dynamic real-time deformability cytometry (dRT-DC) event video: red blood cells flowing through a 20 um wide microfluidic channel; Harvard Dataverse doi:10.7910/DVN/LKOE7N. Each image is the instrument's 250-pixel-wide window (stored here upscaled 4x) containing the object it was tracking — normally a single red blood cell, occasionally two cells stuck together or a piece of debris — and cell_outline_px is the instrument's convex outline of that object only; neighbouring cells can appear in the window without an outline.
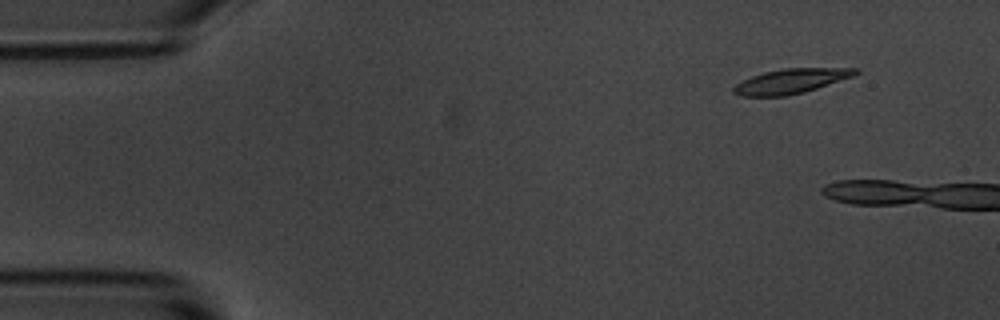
{"species": "common noctule bat (a hibernating species)", "species_latin": "Nyctalus noctula", "temperature_condition": "room temperature", "stored_images_in_passage": 4, "camera_frame_rate_fps": 3000, "um_per_image_px": 0.085, "animal": {"sex": "male", "body_mass_g": 20.1, "forearm_length_mm": 53.5}, "frame": {"image": 1, "passage_image": 2, "time_ms": 1.333, "image_size_px": [1000, 320], "cell_outline_px": [[860, 72], [852, 76], [804, 92], [784, 96], [740, 96], [732, 92], [732, 88], [736, 84], [752, 76], [764, 72], [784, 68], [860, 68]], "centroid_in_image_um": [67.21, 6.89], "position_along_channel_um": 17.8, "area_um2": 17.34}}